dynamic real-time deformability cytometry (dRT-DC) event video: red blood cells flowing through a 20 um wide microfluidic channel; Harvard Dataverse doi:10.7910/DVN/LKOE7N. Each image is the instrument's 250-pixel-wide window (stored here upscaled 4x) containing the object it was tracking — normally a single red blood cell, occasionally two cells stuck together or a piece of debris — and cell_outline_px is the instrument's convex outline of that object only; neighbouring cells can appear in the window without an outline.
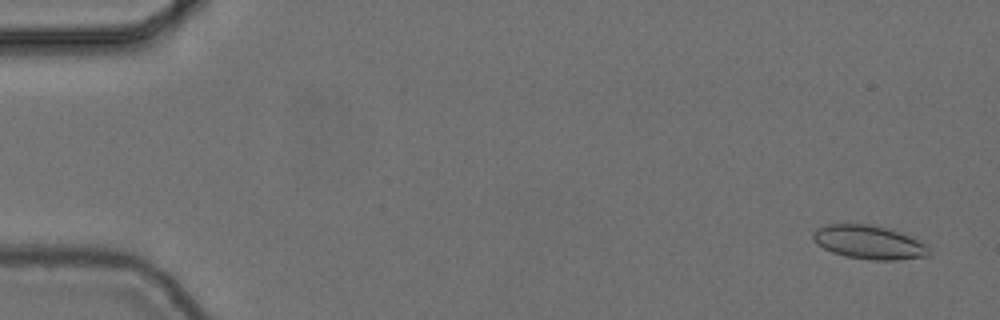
{"species": "common noctule bat (a hibernating species)", "species_latin": "Nyctalus noctula", "temperature_condition": "cold", "stored_images_in_passage": 56, "camera_frame_rate_fps": 3000, "um_per_image_px": 0.085, "animal": {"sex": "female", "body_mass_g": 24.6, "forearm_length_mm": 56.2}, "frame": {"image": 1, "passage_image": 3, "time_ms": 0.667, "image_size_px": [1000, 320], "cell_outline_px": [[932, 252], [928, 256], [896, 260], [872, 260], [844, 256], [832, 252], [824, 248], [812, 240], [812, 232], [816, 228], [828, 224], [872, 224], [900, 232], [932, 248]], "centroid_in_image_um": [73.85, 20.59], "position_along_channel_um": 11.2, "area_um2": 22.83}}
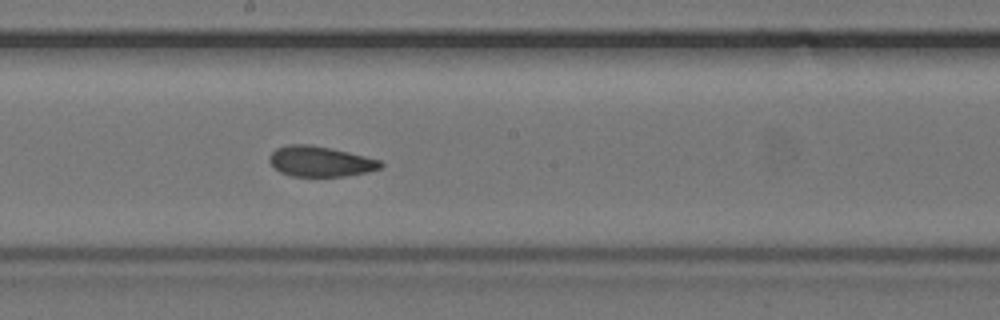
{"frame": {"image": 2, "passage_image": 31, "time_ms": 10.0, "image_size_px": [1000, 320], "cell_outline_px": [[384, 164], [380, 168], [368, 172], [344, 176], [292, 176], [280, 172], [268, 160], [268, 156], [276, 148], [288, 144], [308, 144], [348, 152], [380, 160]], "centroid_in_image_um": [27.2, 13.72], "position_along_channel_um": 221.0, "area_um2": 19.54}}
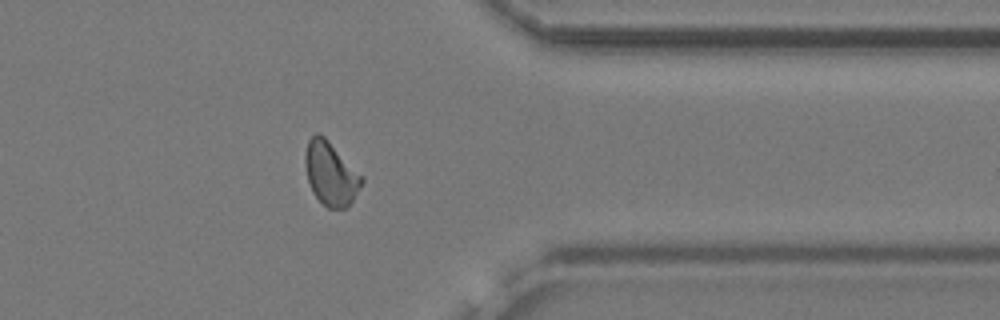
{"frame": {"image": 3, "passage_image": 45, "time_ms": 14.667, "image_size_px": [1000, 320], "cell_outline_px": [[364, 180], [352, 200], [344, 208], [328, 208], [312, 192], [308, 180], [304, 164], [304, 156], [308, 140], [316, 132], [320, 132], [364, 176]], "centroid_in_image_um": [28.1, 14.72], "position_along_channel_um": 383.3, "area_um2": 20.87}, "authors_computed_cell_mechanics": {"area_um2": 20.4901, "velocity_mm_per_s": 3.709, "shape_relaxation_time_tau1_ms": null, "shape_relaxation_time_tau2_ms": 2.8653, "deformation_change_tau1": null, "deformation_change_tau2": 0.0696}}